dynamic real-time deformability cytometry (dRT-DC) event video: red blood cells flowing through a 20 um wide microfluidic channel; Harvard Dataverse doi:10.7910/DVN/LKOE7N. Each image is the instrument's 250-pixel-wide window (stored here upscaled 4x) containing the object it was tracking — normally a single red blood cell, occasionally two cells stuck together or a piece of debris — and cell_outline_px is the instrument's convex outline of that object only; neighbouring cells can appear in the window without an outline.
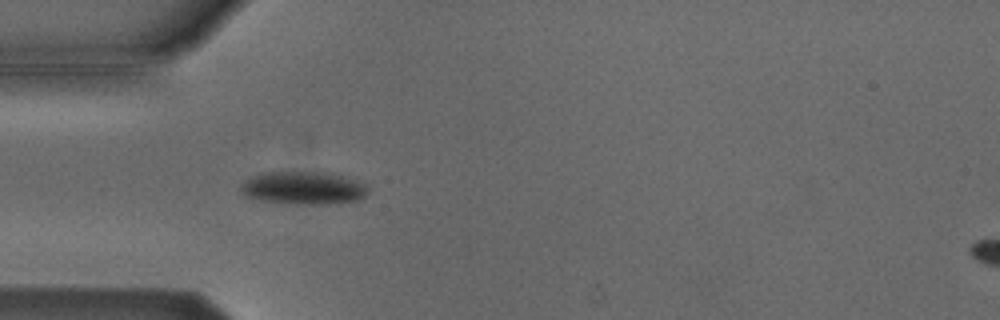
{"species": "Egyptian fruit bat (a non-hibernating species)", "species_latin": "Rousettus aegyptiacus", "temperature_condition": "cold", "stored_images_in_passage": 6, "segment_of_instrument_passage": [1, 2], "camera_frame_rate_fps": 3000, "um_per_image_px": 0.085, "animal": {"sex": "male"}, "frame": {"image": 1, "passage_image": 5, "time_ms": 1.333, "image_size_px": [1000, 320], "cell_outline_px": [[368, 192], [364, 196], [356, 200], [324, 204], [292, 204], [260, 200], [244, 196], [240, 188], [240, 184], [248, 176], [260, 172], [324, 172], [340, 176], [364, 184], [368, 188]], "centroid_in_image_um": [25.67, 15.97], "position_along_channel_um": 59.3, "area_um2": 24.33}}